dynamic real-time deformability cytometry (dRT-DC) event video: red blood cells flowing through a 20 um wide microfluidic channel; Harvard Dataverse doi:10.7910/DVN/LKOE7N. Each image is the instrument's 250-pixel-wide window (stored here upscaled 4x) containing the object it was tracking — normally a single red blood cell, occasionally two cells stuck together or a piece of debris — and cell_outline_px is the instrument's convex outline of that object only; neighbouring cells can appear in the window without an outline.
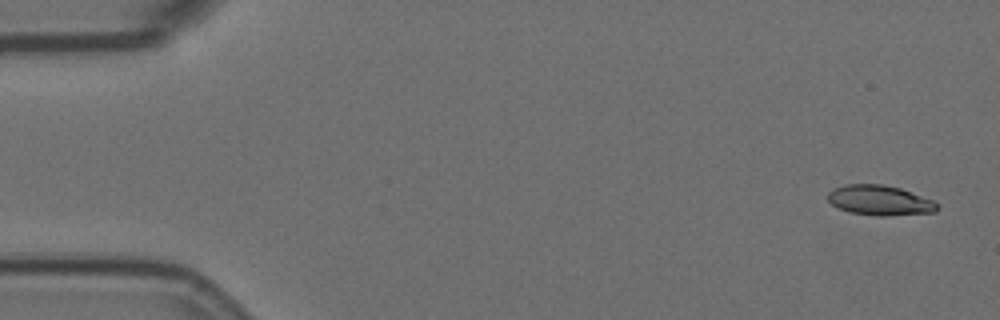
{"species": "Egyptian fruit bat (a non-hibernating species)", "species_latin": "Rousettus aegyptiacus", "temperature_condition": "room temperature", "stored_images_in_passage": 2, "camera_frame_rate_fps": 3000, "um_per_image_px": 0.085, "animal": {"sex": "female"}, "frame": {"image": 1, "passage_image": 2, "time_ms": 0.333, "image_size_px": [1000, 320], "cell_outline_px": [[940, 208], [936, 212], [888, 216], [876, 216], [848, 212], [832, 204], [828, 200], [828, 192], [832, 188], [844, 184], [880, 184], [900, 188], [932, 200]], "centroid_in_image_um": [74.76, 17.03], "position_along_channel_um": 10.2, "area_um2": 19.19}}